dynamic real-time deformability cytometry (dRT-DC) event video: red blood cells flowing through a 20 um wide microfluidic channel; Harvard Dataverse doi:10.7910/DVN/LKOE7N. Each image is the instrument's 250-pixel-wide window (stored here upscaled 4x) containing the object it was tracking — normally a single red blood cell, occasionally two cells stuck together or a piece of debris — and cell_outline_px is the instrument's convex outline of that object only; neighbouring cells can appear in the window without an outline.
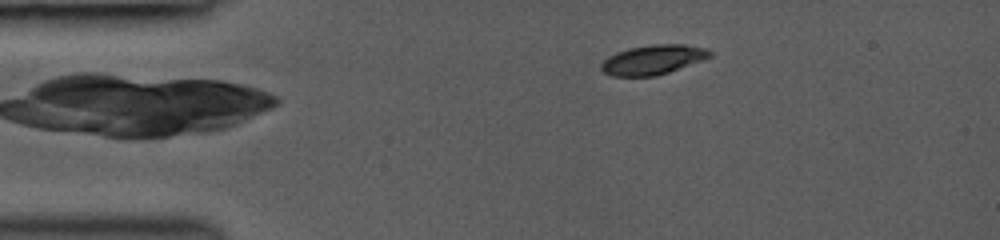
{"species": "common noctule bat (a hibernating species)", "species_latin": "Nyctalus noctula", "temperature_condition": "room temperature", "stored_images_in_passage": 4, "camera_frame_rate_fps": 3000, "um_per_image_px": 0.085, "animal": {"sex": "female", "body_mass_g": 19.0, "forearm_length_mm": 53.3}, "frame": {"image": 1, "passage_image": 4, "time_ms": 3.0, "image_size_px": [1000, 240], "cell_outline_px": [[712, 56], [704, 60], [656, 76], [612, 76], [604, 72], [600, 68], [600, 64], [608, 56], [616, 52], [628, 48], [652, 44], [684, 44], [708, 48], [712, 52]], "centroid_in_image_um": [55.52, 5.06], "position_along_channel_um": 29.5, "area_um2": 18.9}}